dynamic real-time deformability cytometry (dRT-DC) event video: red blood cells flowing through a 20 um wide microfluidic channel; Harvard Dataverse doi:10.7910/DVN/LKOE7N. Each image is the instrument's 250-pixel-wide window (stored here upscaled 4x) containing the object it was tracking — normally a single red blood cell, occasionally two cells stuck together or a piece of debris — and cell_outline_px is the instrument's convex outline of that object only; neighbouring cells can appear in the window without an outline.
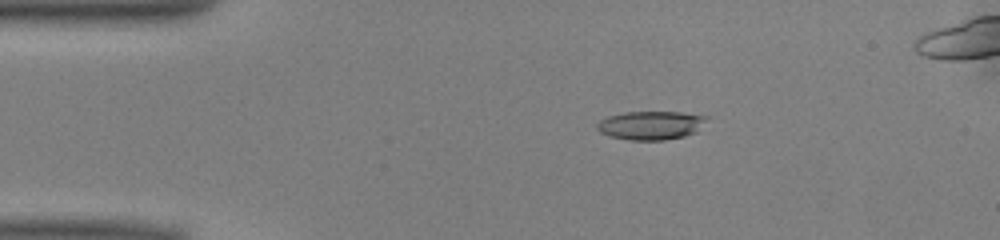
{"species": "common noctule bat (a hibernating species)", "species_latin": "Nyctalus noctula", "temperature_condition": "warm", "stored_images_in_passage": 48, "camera_frame_rate_fps": 3000, "um_per_image_px": 0.085, "animal": {"sex": "male", "body_mass_g": 13.0, "forearm_length_mm": 53.1}, "frame": {"image": 1, "passage_image": 9, "time_ms": 2.667, "image_size_px": [1000, 240], "cell_outline_px": [[708, 116], [696, 132], [684, 136], [664, 140], [628, 140], [608, 136], [600, 132], [596, 128], [596, 124], [600, 120], [608, 116], [624, 112], [680, 112]], "centroid_in_image_um": [55.27, 10.65], "position_along_channel_um": 29.7, "area_um2": 18.26}}
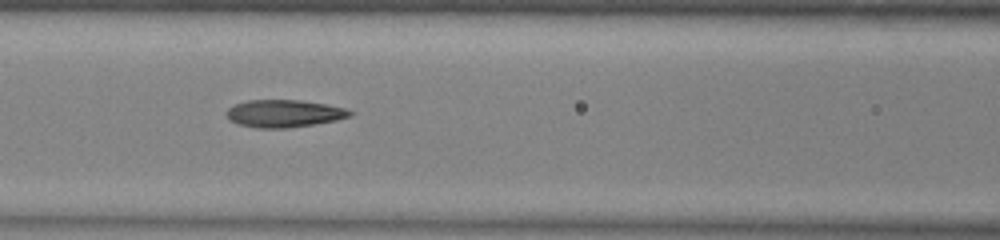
{"frame": {"image": 2, "passage_image": 21, "time_ms": 6.667, "image_size_px": [1000, 240], "cell_outline_px": [[352, 116], [336, 120], [288, 128], [256, 128], [236, 124], [228, 120], [228, 108], [236, 104], [248, 100], [300, 100], [328, 104], [348, 108], [352, 112]], "centroid_in_image_um": [24.16, 9.65], "position_along_channel_um": 142.4, "area_um2": 19.83}}
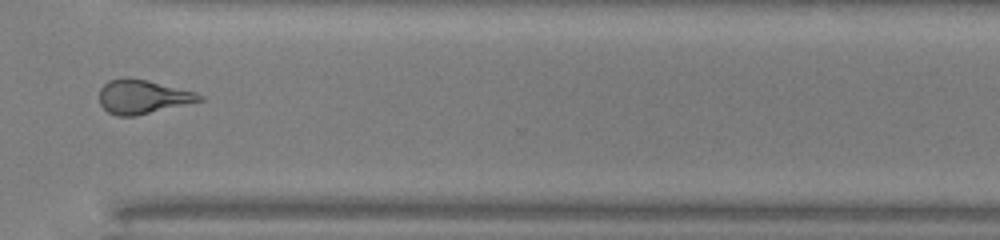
{"frame": {"image": 3, "passage_image": 37, "time_ms": 12.0, "image_size_px": [1000, 240], "cell_outline_px": [[204, 100], [136, 116], [116, 116], [108, 112], [100, 104], [100, 88], [108, 80], [124, 76], [128, 76], [148, 80], [196, 92], [204, 96]], "centroid_in_image_um": [12.12, 8.21], "position_along_channel_um": 358.5, "area_um2": 20.06}, "authors_computed_cell_mechanics": {"area_um2": 19.3052, "velocity_mm_per_s": 4.056, "shape_relaxation_time_tau1_ms": null, "shape_relaxation_time_tau2_ms": 2.0986, "deformation_change_tau1": null, "deformation_change_tau2": 0.1283}}